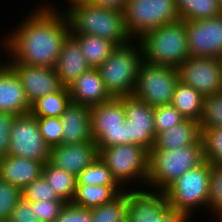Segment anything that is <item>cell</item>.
<instances>
[{
    "mask_svg": "<svg viewBox=\"0 0 222 222\" xmlns=\"http://www.w3.org/2000/svg\"><path fill=\"white\" fill-rule=\"evenodd\" d=\"M123 16L133 40L152 29L180 20L175 0H129Z\"/></svg>",
    "mask_w": 222,
    "mask_h": 222,
    "instance_id": "cell-8",
    "label": "cell"
},
{
    "mask_svg": "<svg viewBox=\"0 0 222 222\" xmlns=\"http://www.w3.org/2000/svg\"><path fill=\"white\" fill-rule=\"evenodd\" d=\"M124 96L91 107L92 136L98 148L127 144Z\"/></svg>",
    "mask_w": 222,
    "mask_h": 222,
    "instance_id": "cell-10",
    "label": "cell"
},
{
    "mask_svg": "<svg viewBox=\"0 0 222 222\" xmlns=\"http://www.w3.org/2000/svg\"><path fill=\"white\" fill-rule=\"evenodd\" d=\"M44 164L17 156L0 157V179L21 190L42 176Z\"/></svg>",
    "mask_w": 222,
    "mask_h": 222,
    "instance_id": "cell-22",
    "label": "cell"
},
{
    "mask_svg": "<svg viewBox=\"0 0 222 222\" xmlns=\"http://www.w3.org/2000/svg\"><path fill=\"white\" fill-rule=\"evenodd\" d=\"M42 4L35 10L33 8L31 13L2 39L1 44L9 56L7 63L55 67L62 45L70 34V27L62 9L60 11L52 3Z\"/></svg>",
    "mask_w": 222,
    "mask_h": 222,
    "instance_id": "cell-1",
    "label": "cell"
},
{
    "mask_svg": "<svg viewBox=\"0 0 222 222\" xmlns=\"http://www.w3.org/2000/svg\"><path fill=\"white\" fill-rule=\"evenodd\" d=\"M67 1V3H68V5L66 6V8H63V9H67L68 7H71L72 5H75V4H77V3H85V2H87L88 0H66Z\"/></svg>",
    "mask_w": 222,
    "mask_h": 222,
    "instance_id": "cell-45",
    "label": "cell"
},
{
    "mask_svg": "<svg viewBox=\"0 0 222 222\" xmlns=\"http://www.w3.org/2000/svg\"><path fill=\"white\" fill-rule=\"evenodd\" d=\"M30 109L21 80L6 61L0 66V112L23 115Z\"/></svg>",
    "mask_w": 222,
    "mask_h": 222,
    "instance_id": "cell-19",
    "label": "cell"
},
{
    "mask_svg": "<svg viewBox=\"0 0 222 222\" xmlns=\"http://www.w3.org/2000/svg\"><path fill=\"white\" fill-rule=\"evenodd\" d=\"M205 161L202 139L197 144L173 150H150L146 188L164 192L181 175Z\"/></svg>",
    "mask_w": 222,
    "mask_h": 222,
    "instance_id": "cell-3",
    "label": "cell"
},
{
    "mask_svg": "<svg viewBox=\"0 0 222 222\" xmlns=\"http://www.w3.org/2000/svg\"><path fill=\"white\" fill-rule=\"evenodd\" d=\"M17 115L0 112V157L7 156L10 132Z\"/></svg>",
    "mask_w": 222,
    "mask_h": 222,
    "instance_id": "cell-41",
    "label": "cell"
},
{
    "mask_svg": "<svg viewBox=\"0 0 222 222\" xmlns=\"http://www.w3.org/2000/svg\"><path fill=\"white\" fill-rule=\"evenodd\" d=\"M187 47L192 57H222V13L203 20L186 21Z\"/></svg>",
    "mask_w": 222,
    "mask_h": 222,
    "instance_id": "cell-14",
    "label": "cell"
},
{
    "mask_svg": "<svg viewBox=\"0 0 222 222\" xmlns=\"http://www.w3.org/2000/svg\"><path fill=\"white\" fill-rule=\"evenodd\" d=\"M99 157L95 142L60 144L50 148V162L68 173L78 176Z\"/></svg>",
    "mask_w": 222,
    "mask_h": 222,
    "instance_id": "cell-17",
    "label": "cell"
},
{
    "mask_svg": "<svg viewBox=\"0 0 222 222\" xmlns=\"http://www.w3.org/2000/svg\"><path fill=\"white\" fill-rule=\"evenodd\" d=\"M178 82L177 68L142 61L133 95L151 107L171 104Z\"/></svg>",
    "mask_w": 222,
    "mask_h": 222,
    "instance_id": "cell-9",
    "label": "cell"
},
{
    "mask_svg": "<svg viewBox=\"0 0 222 222\" xmlns=\"http://www.w3.org/2000/svg\"><path fill=\"white\" fill-rule=\"evenodd\" d=\"M39 131L51 148L62 144L63 127L60 117L37 118Z\"/></svg>",
    "mask_w": 222,
    "mask_h": 222,
    "instance_id": "cell-38",
    "label": "cell"
},
{
    "mask_svg": "<svg viewBox=\"0 0 222 222\" xmlns=\"http://www.w3.org/2000/svg\"><path fill=\"white\" fill-rule=\"evenodd\" d=\"M70 102L69 89L63 87L61 90L40 97L33 102L30 113L36 118L60 117Z\"/></svg>",
    "mask_w": 222,
    "mask_h": 222,
    "instance_id": "cell-29",
    "label": "cell"
},
{
    "mask_svg": "<svg viewBox=\"0 0 222 222\" xmlns=\"http://www.w3.org/2000/svg\"><path fill=\"white\" fill-rule=\"evenodd\" d=\"M138 43H134V42ZM117 46L98 68L106 89L113 97L133 95L137 84L138 69L143 61L138 40ZM134 43V44H133Z\"/></svg>",
    "mask_w": 222,
    "mask_h": 222,
    "instance_id": "cell-5",
    "label": "cell"
},
{
    "mask_svg": "<svg viewBox=\"0 0 222 222\" xmlns=\"http://www.w3.org/2000/svg\"><path fill=\"white\" fill-rule=\"evenodd\" d=\"M42 176L54 189L57 196L66 203H71L75 196L77 177L54 166L48 161L42 169Z\"/></svg>",
    "mask_w": 222,
    "mask_h": 222,
    "instance_id": "cell-27",
    "label": "cell"
},
{
    "mask_svg": "<svg viewBox=\"0 0 222 222\" xmlns=\"http://www.w3.org/2000/svg\"><path fill=\"white\" fill-rule=\"evenodd\" d=\"M10 222H41L32 210V202L23 196L12 211Z\"/></svg>",
    "mask_w": 222,
    "mask_h": 222,
    "instance_id": "cell-42",
    "label": "cell"
},
{
    "mask_svg": "<svg viewBox=\"0 0 222 222\" xmlns=\"http://www.w3.org/2000/svg\"><path fill=\"white\" fill-rule=\"evenodd\" d=\"M124 125L127 128V144H136L148 152L156 138L154 107L134 95L124 96Z\"/></svg>",
    "mask_w": 222,
    "mask_h": 222,
    "instance_id": "cell-13",
    "label": "cell"
},
{
    "mask_svg": "<svg viewBox=\"0 0 222 222\" xmlns=\"http://www.w3.org/2000/svg\"><path fill=\"white\" fill-rule=\"evenodd\" d=\"M21 80L30 105L40 97L55 93L64 86L54 68L8 63Z\"/></svg>",
    "mask_w": 222,
    "mask_h": 222,
    "instance_id": "cell-16",
    "label": "cell"
},
{
    "mask_svg": "<svg viewBox=\"0 0 222 222\" xmlns=\"http://www.w3.org/2000/svg\"><path fill=\"white\" fill-rule=\"evenodd\" d=\"M77 183L120 186L113 178L107 165L99 157L77 176Z\"/></svg>",
    "mask_w": 222,
    "mask_h": 222,
    "instance_id": "cell-31",
    "label": "cell"
},
{
    "mask_svg": "<svg viewBox=\"0 0 222 222\" xmlns=\"http://www.w3.org/2000/svg\"><path fill=\"white\" fill-rule=\"evenodd\" d=\"M207 209L218 217L217 222L222 220V164H211Z\"/></svg>",
    "mask_w": 222,
    "mask_h": 222,
    "instance_id": "cell-32",
    "label": "cell"
},
{
    "mask_svg": "<svg viewBox=\"0 0 222 222\" xmlns=\"http://www.w3.org/2000/svg\"><path fill=\"white\" fill-rule=\"evenodd\" d=\"M68 89L72 102L89 107L99 105L113 98L106 89L98 68H90L81 74Z\"/></svg>",
    "mask_w": 222,
    "mask_h": 222,
    "instance_id": "cell-20",
    "label": "cell"
},
{
    "mask_svg": "<svg viewBox=\"0 0 222 222\" xmlns=\"http://www.w3.org/2000/svg\"><path fill=\"white\" fill-rule=\"evenodd\" d=\"M127 190V222H160L171 209L164 192Z\"/></svg>",
    "mask_w": 222,
    "mask_h": 222,
    "instance_id": "cell-15",
    "label": "cell"
},
{
    "mask_svg": "<svg viewBox=\"0 0 222 222\" xmlns=\"http://www.w3.org/2000/svg\"><path fill=\"white\" fill-rule=\"evenodd\" d=\"M90 209L92 222H127V190L111 202Z\"/></svg>",
    "mask_w": 222,
    "mask_h": 222,
    "instance_id": "cell-30",
    "label": "cell"
},
{
    "mask_svg": "<svg viewBox=\"0 0 222 222\" xmlns=\"http://www.w3.org/2000/svg\"><path fill=\"white\" fill-rule=\"evenodd\" d=\"M98 150L99 158L107 165L113 178L124 190L134 189L130 187V183L136 181L140 185L145 184L141 186L142 189L146 187L149 152L145 148L136 144H124Z\"/></svg>",
    "mask_w": 222,
    "mask_h": 222,
    "instance_id": "cell-6",
    "label": "cell"
},
{
    "mask_svg": "<svg viewBox=\"0 0 222 222\" xmlns=\"http://www.w3.org/2000/svg\"><path fill=\"white\" fill-rule=\"evenodd\" d=\"M137 40L143 61L149 64L177 68L190 57L184 20L152 29Z\"/></svg>",
    "mask_w": 222,
    "mask_h": 222,
    "instance_id": "cell-4",
    "label": "cell"
},
{
    "mask_svg": "<svg viewBox=\"0 0 222 222\" xmlns=\"http://www.w3.org/2000/svg\"><path fill=\"white\" fill-rule=\"evenodd\" d=\"M199 125L201 131L222 127V91L204 97L203 113Z\"/></svg>",
    "mask_w": 222,
    "mask_h": 222,
    "instance_id": "cell-33",
    "label": "cell"
},
{
    "mask_svg": "<svg viewBox=\"0 0 222 222\" xmlns=\"http://www.w3.org/2000/svg\"><path fill=\"white\" fill-rule=\"evenodd\" d=\"M71 35L78 41L82 54L91 68H99L117 47L106 38L83 34Z\"/></svg>",
    "mask_w": 222,
    "mask_h": 222,
    "instance_id": "cell-26",
    "label": "cell"
},
{
    "mask_svg": "<svg viewBox=\"0 0 222 222\" xmlns=\"http://www.w3.org/2000/svg\"><path fill=\"white\" fill-rule=\"evenodd\" d=\"M123 191L121 186L77 183L75 196L71 203L83 208H93L111 202Z\"/></svg>",
    "mask_w": 222,
    "mask_h": 222,
    "instance_id": "cell-24",
    "label": "cell"
},
{
    "mask_svg": "<svg viewBox=\"0 0 222 222\" xmlns=\"http://www.w3.org/2000/svg\"><path fill=\"white\" fill-rule=\"evenodd\" d=\"M70 27V34H83L106 38L117 46L133 39L125 25L123 12L115 9L77 3L63 10Z\"/></svg>",
    "mask_w": 222,
    "mask_h": 222,
    "instance_id": "cell-2",
    "label": "cell"
},
{
    "mask_svg": "<svg viewBox=\"0 0 222 222\" xmlns=\"http://www.w3.org/2000/svg\"><path fill=\"white\" fill-rule=\"evenodd\" d=\"M22 196L31 202L44 200L64 201L57 196L54 189L47 183L43 176L23 188Z\"/></svg>",
    "mask_w": 222,
    "mask_h": 222,
    "instance_id": "cell-36",
    "label": "cell"
},
{
    "mask_svg": "<svg viewBox=\"0 0 222 222\" xmlns=\"http://www.w3.org/2000/svg\"><path fill=\"white\" fill-rule=\"evenodd\" d=\"M65 205V201H37L32 202V210L41 222H54Z\"/></svg>",
    "mask_w": 222,
    "mask_h": 222,
    "instance_id": "cell-39",
    "label": "cell"
},
{
    "mask_svg": "<svg viewBox=\"0 0 222 222\" xmlns=\"http://www.w3.org/2000/svg\"><path fill=\"white\" fill-rule=\"evenodd\" d=\"M180 20H203L222 13L218 0H175Z\"/></svg>",
    "mask_w": 222,
    "mask_h": 222,
    "instance_id": "cell-28",
    "label": "cell"
},
{
    "mask_svg": "<svg viewBox=\"0 0 222 222\" xmlns=\"http://www.w3.org/2000/svg\"><path fill=\"white\" fill-rule=\"evenodd\" d=\"M171 104L185 119L200 121L203 113L204 96L192 86L180 81L175 87Z\"/></svg>",
    "mask_w": 222,
    "mask_h": 222,
    "instance_id": "cell-25",
    "label": "cell"
},
{
    "mask_svg": "<svg viewBox=\"0 0 222 222\" xmlns=\"http://www.w3.org/2000/svg\"><path fill=\"white\" fill-rule=\"evenodd\" d=\"M179 81L192 86L204 97L222 91V63L220 58H187L177 67Z\"/></svg>",
    "mask_w": 222,
    "mask_h": 222,
    "instance_id": "cell-12",
    "label": "cell"
},
{
    "mask_svg": "<svg viewBox=\"0 0 222 222\" xmlns=\"http://www.w3.org/2000/svg\"><path fill=\"white\" fill-rule=\"evenodd\" d=\"M210 170L211 164L206 160L174 181L164 191L171 209L185 212L190 217L200 208L207 209Z\"/></svg>",
    "mask_w": 222,
    "mask_h": 222,
    "instance_id": "cell-7",
    "label": "cell"
},
{
    "mask_svg": "<svg viewBox=\"0 0 222 222\" xmlns=\"http://www.w3.org/2000/svg\"><path fill=\"white\" fill-rule=\"evenodd\" d=\"M63 127L62 144L94 142L91 107L70 102L60 116Z\"/></svg>",
    "mask_w": 222,
    "mask_h": 222,
    "instance_id": "cell-18",
    "label": "cell"
},
{
    "mask_svg": "<svg viewBox=\"0 0 222 222\" xmlns=\"http://www.w3.org/2000/svg\"><path fill=\"white\" fill-rule=\"evenodd\" d=\"M54 222H92L91 209L66 203Z\"/></svg>",
    "mask_w": 222,
    "mask_h": 222,
    "instance_id": "cell-40",
    "label": "cell"
},
{
    "mask_svg": "<svg viewBox=\"0 0 222 222\" xmlns=\"http://www.w3.org/2000/svg\"><path fill=\"white\" fill-rule=\"evenodd\" d=\"M202 139V131L198 121L185 119L167 131L156 134L151 150H173L197 144Z\"/></svg>",
    "mask_w": 222,
    "mask_h": 222,
    "instance_id": "cell-23",
    "label": "cell"
},
{
    "mask_svg": "<svg viewBox=\"0 0 222 222\" xmlns=\"http://www.w3.org/2000/svg\"><path fill=\"white\" fill-rule=\"evenodd\" d=\"M184 120L185 118L172 104L154 107L156 134L162 131H167Z\"/></svg>",
    "mask_w": 222,
    "mask_h": 222,
    "instance_id": "cell-37",
    "label": "cell"
},
{
    "mask_svg": "<svg viewBox=\"0 0 222 222\" xmlns=\"http://www.w3.org/2000/svg\"><path fill=\"white\" fill-rule=\"evenodd\" d=\"M90 68L85 56L82 54L78 41L69 34L62 45L54 67L61 84L68 88L81 74Z\"/></svg>",
    "mask_w": 222,
    "mask_h": 222,
    "instance_id": "cell-21",
    "label": "cell"
},
{
    "mask_svg": "<svg viewBox=\"0 0 222 222\" xmlns=\"http://www.w3.org/2000/svg\"><path fill=\"white\" fill-rule=\"evenodd\" d=\"M191 217L185 212L170 209L161 219L160 222H191Z\"/></svg>",
    "mask_w": 222,
    "mask_h": 222,
    "instance_id": "cell-44",
    "label": "cell"
},
{
    "mask_svg": "<svg viewBox=\"0 0 222 222\" xmlns=\"http://www.w3.org/2000/svg\"><path fill=\"white\" fill-rule=\"evenodd\" d=\"M205 158L210 164H222V127L202 131Z\"/></svg>",
    "mask_w": 222,
    "mask_h": 222,
    "instance_id": "cell-34",
    "label": "cell"
},
{
    "mask_svg": "<svg viewBox=\"0 0 222 222\" xmlns=\"http://www.w3.org/2000/svg\"><path fill=\"white\" fill-rule=\"evenodd\" d=\"M22 197V190L0 179V220L9 221L12 211Z\"/></svg>",
    "mask_w": 222,
    "mask_h": 222,
    "instance_id": "cell-35",
    "label": "cell"
},
{
    "mask_svg": "<svg viewBox=\"0 0 222 222\" xmlns=\"http://www.w3.org/2000/svg\"><path fill=\"white\" fill-rule=\"evenodd\" d=\"M8 155L39 161L44 165L50 160V147L39 131L37 118L31 113L17 115L10 132Z\"/></svg>",
    "mask_w": 222,
    "mask_h": 222,
    "instance_id": "cell-11",
    "label": "cell"
},
{
    "mask_svg": "<svg viewBox=\"0 0 222 222\" xmlns=\"http://www.w3.org/2000/svg\"><path fill=\"white\" fill-rule=\"evenodd\" d=\"M129 0H88L87 3L96 7L124 11Z\"/></svg>",
    "mask_w": 222,
    "mask_h": 222,
    "instance_id": "cell-43",
    "label": "cell"
}]
</instances>
